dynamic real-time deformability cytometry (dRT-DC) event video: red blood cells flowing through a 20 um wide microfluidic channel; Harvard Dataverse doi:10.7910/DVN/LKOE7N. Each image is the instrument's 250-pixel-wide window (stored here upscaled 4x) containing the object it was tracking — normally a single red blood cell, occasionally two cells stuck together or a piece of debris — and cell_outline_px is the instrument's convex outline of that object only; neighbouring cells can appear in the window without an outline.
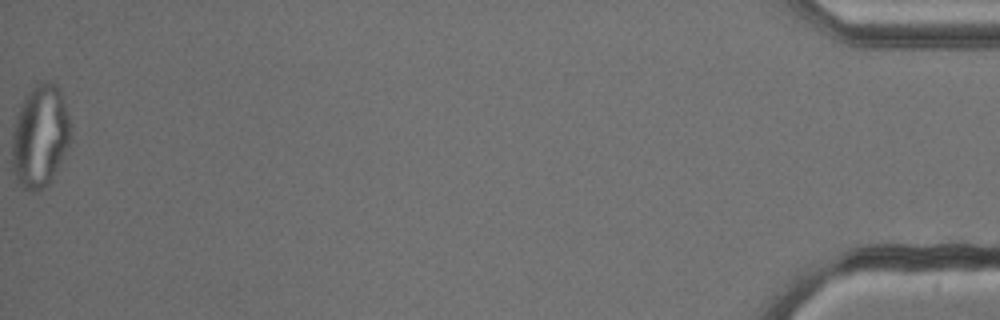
{"species": "common noctule bat (a hibernating species)", "species_latin": "Nyctalus noctula", "temperature_condition": "cold", "stored_images_in_passage": 54, "camera_frame_rate_fps": 3000, "um_per_image_px": 0.085, "animal": {"sex": "male", "body_mass_g": 13.3}, "frame": {"image": 1, "passage_image": 54, "time_ms": 17.667, "image_size_px": [1000, 320], "cell_outline_px": [[72, 136], [68, 148], [48, 184], [36, 192], [32, 192], [24, 188], [16, 180], [12, 172], [12, 128], [16, 116], [28, 92], [36, 84], [44, 80], [52, 80], [60, 88], [72, 124]], "centroid_in_image_um": [3.42, 11.55], "position_along_channel_um": 431.8, "area_um2": 35.6}}